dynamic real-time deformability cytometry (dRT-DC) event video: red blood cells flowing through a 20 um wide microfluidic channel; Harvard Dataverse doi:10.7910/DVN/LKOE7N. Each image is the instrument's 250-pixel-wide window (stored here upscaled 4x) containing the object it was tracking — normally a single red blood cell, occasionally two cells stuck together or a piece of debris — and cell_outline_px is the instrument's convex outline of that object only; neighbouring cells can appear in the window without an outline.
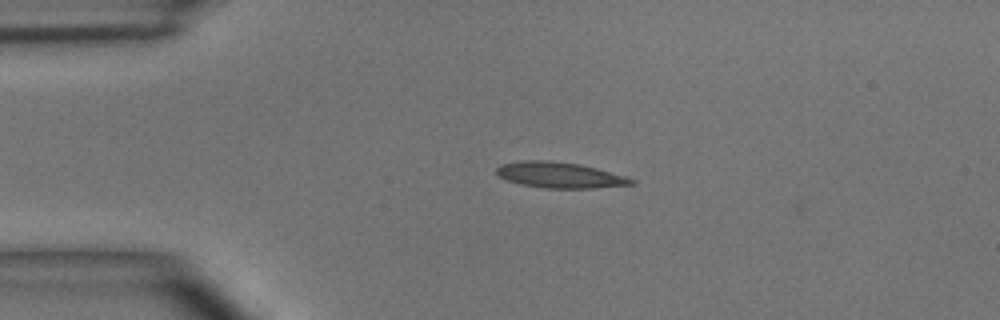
{"species": "common noctule bat (a hibernating species)", "species_latin": "Nyctalus noctula", "temperature_condition": "room temperature", "stored_images_in_passage": 4, "camera_frame_rate_fps": 3000, "um_per_image_px": 0.085, "animal": {"sex": "male", "body_mass_g": 15.6}, "frame": {"image": 1, "passage_image": 2, "time_ms": 1.0, "image_size_px": [1000, 320], "cell_outline_px": [[636, 184], [592, 188], [544, 188], [520, 184], [508, 180], [500, 176], [496, 172], [496, 168], [500, 164], [520, 160], [548, 160], [576, 164], [596, 168], [628, 176], [636, 180]], "centroid_in_image_um": [47.6, 14.88], "position_along_channel_um": 37.4, "area_um2": 20.29}}
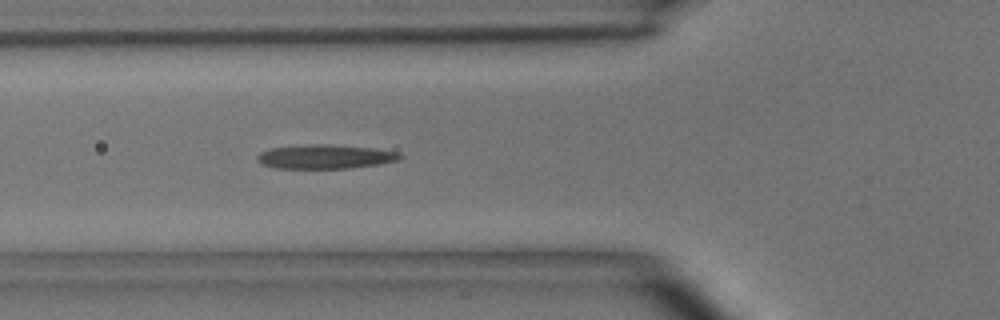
{"frame": {"image": 2, "passage_image": 4, "time_ms": 3.333, "image_size_px": [1000, 320], "cell_outline_px": [[404, 156], [400, 160], [380, 164], [348, 168], [276, 168], [264, 164], [256, 160], [256, 156], [260, 152], [272, 148], [312, 144], [328, 144], [376, 148], [400, 152]], "centroid_in_image_um": [27.71, 13.31], "position_along_channel_um": 98.1, "area_um2": 20.11}}